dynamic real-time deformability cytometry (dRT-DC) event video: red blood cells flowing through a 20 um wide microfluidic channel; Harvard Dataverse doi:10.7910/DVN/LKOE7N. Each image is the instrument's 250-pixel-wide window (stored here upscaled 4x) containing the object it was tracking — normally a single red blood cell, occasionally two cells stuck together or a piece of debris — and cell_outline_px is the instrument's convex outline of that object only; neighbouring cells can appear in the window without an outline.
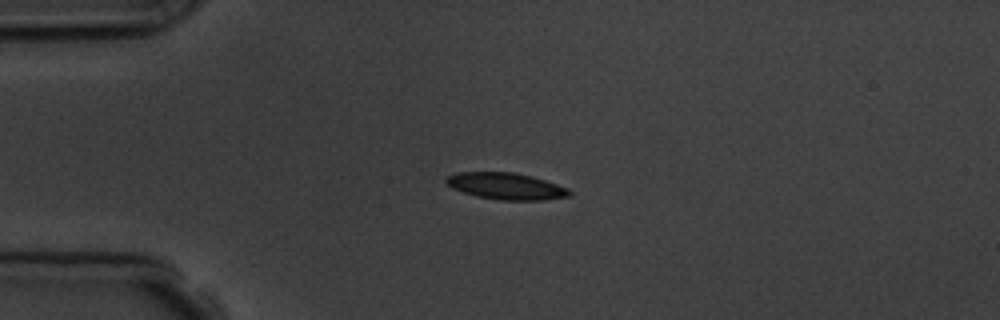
{"species": "common noctule bat (a hibernating species)", "species_latin": "Nyctalus noctula", "temperature_condition": "room temperature", "stored_images_in_passage": 10, "camera_frame_rate_fps": 3000, "um_per_image_px": 0.085, "animal": {"sex": "male", "body_mass_g": 19.5, "forearm_length_mm": 54.6}, "frame": {"image": 1, "passage_image": 4, "time_ms": 4.333, "image_size_px": [1000, 320], "cell_outline_px": [[572, 192], [568, 196], [544, 200], [500, 200], [476, 196], [452, 188], [444, 180], [448, 176], [456, 172], [512, 172], [532, 176], [568, 188]], "centroid_in_image_um": [43.0, 15.82], "position_along_channel_um": 42.0, "area_um2": 19.02}}
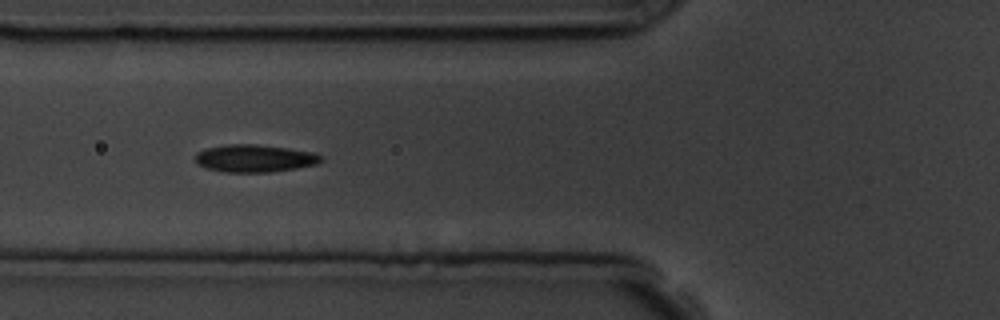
{"frame": {"image": 2, "passage_image": 6, "time_ms": 6.667, "image_size_px": [1000, 320], "cell_outline_px": [[324, 160], [316, 164], [296, 168], [272, 172], [224, 172], [204, 168], [196, 164], [196, 152], [208, 148], [228, 144], [256, 144], [288, 148], [312, 152], [320, 156]], "centroid_in_image_um": [21.61, 13.46], "position_along_channel_um": 104.2, "area_um2": 20.17}}
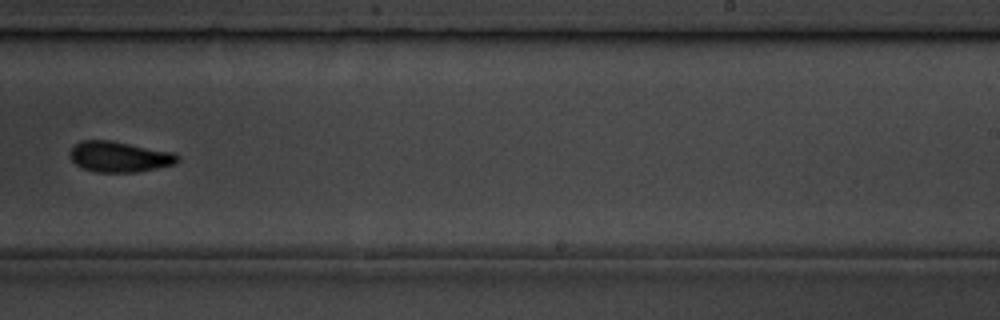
{"frame": {"image": 3, "passage_image": 10, "time_ms": 11.333, "image_size_px": [1000, 320], "cell_outline_px": [[180, 160], [176, 164], [136, 172], [96, 172], [84, 168], [76, 164], [68, 156], [68, 152], [80, 140], [112, 140], [172, 152], [180, 156]], "centroid_in_image_um": [10.14, 13.31], "position_along_channel_um": 278.9, "area_um2": 19.31}}